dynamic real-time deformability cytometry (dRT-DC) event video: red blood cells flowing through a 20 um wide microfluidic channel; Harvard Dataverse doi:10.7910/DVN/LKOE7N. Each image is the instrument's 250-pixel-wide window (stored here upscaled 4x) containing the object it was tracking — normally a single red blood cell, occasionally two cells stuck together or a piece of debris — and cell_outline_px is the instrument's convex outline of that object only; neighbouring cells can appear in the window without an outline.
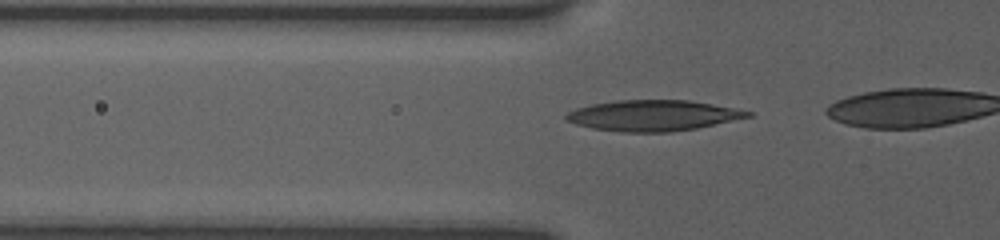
{"species": "human", "species_latin": "Homo sapiens", "temperature_condition": "room temperature", "stored_images_in_passage": 16, "camera_frame_rate_fps": 3000, "um_per_image_px": 0.085, "donor": {"sex": "female"}, "frame": {"image": 1, "passage_image": 9, "time_ms": 3.0, "image_size_px": [1000, 240], "cell_outline_px": [[752, 116], [696, 128], [672, 132], [620, 132], [592, 128], [576, 124], [564, 120], [564, 116], [568, 112], [576, 108], [592, 104], [616, 100], [688, 100], [712, 104], [752, 112]], "centroid_in_image_um": [55.45, 9.82], "position_along_channel_um": 70.4, "area_um2": 32.43}}
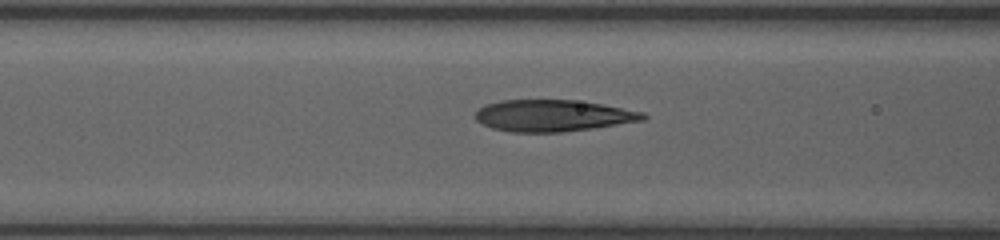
{"frame": {"image": 2, "passage_image": 14, "time_ms": 4.333, "image_size_px": [1000, 240], "cell_outline_px": [[648, 116], [644, 120], [592, 128], [560, 132], [512, 132], [492, 128], [476, 120], [476, 112], [484, 104], [500, 100], [572, 100], [600, 104], [644, 112]], "centroid_in_image_um": [46.98, 9.83], "position_along_channel_um": 119.6, "area_um2": 30.63}}